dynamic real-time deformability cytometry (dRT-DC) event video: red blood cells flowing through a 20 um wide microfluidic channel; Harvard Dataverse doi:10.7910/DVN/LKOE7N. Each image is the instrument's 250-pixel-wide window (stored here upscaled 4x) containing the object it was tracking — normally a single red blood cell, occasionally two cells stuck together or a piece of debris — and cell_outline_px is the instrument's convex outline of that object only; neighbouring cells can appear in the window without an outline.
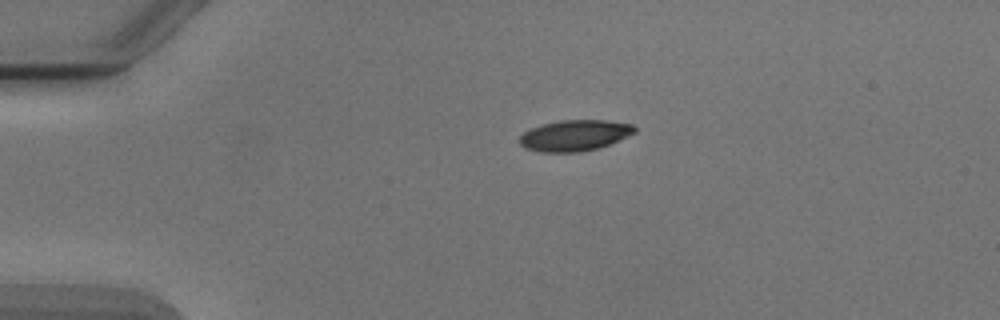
{"species": "Egyptian fruit bat (a non-hibernating species)", "species_latin": "Rousettus aegyptiacus", "temperature_condition": "cold", "stored_images_in_passage": 2, "camera_frame_rate_fps": 3000, "um_per_image_px": 0.085, "animal": {"sex": "male"}, "frame": {"image": 1, "passage_image": 1, "time_ms": 0.0, "image_size_px": [1000, 320], "cell_outline_px": [[636, 132], [628, 136], [600, 148], [580, 152], [540, 152], [524, 148], [520, 144], [520, 136], [524, 132], [532, 128], [544, 124], [560, 120], [608, 120], [632, 124], [636, 128]], "centroid_in_image_um": [48.87, 11.52], "position_along_channel_um": 36.1, "area_um2": 20.81}}